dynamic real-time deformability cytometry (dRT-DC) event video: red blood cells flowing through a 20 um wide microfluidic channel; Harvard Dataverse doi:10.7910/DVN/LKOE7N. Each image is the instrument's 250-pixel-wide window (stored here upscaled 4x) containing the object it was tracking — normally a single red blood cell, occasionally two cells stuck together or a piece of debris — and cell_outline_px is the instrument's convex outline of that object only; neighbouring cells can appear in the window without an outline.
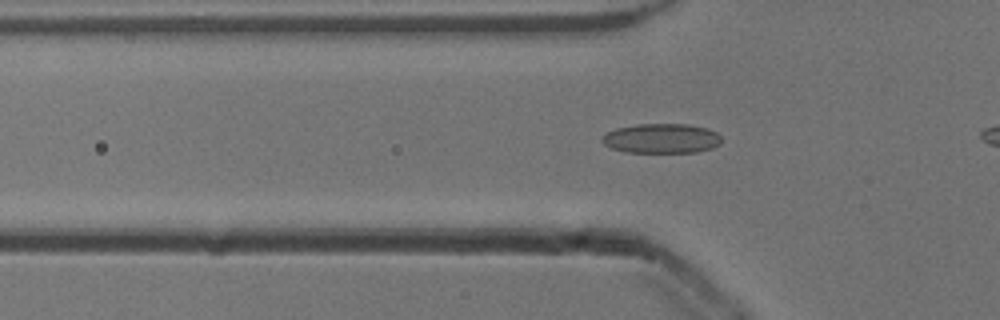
{"species": "common noctule bat (a hibernating species)", "species_latin": "Nyctalus noctula", "temperature_condition": "cold", "stored_images_in_passage": 39, "camera_frame_rate_fps": 3000, "um_per_image_px": 0.085, "animal": {"sex": "male", "body_mass_g": 13.3}, "frame": {"image": 1, "passage_image": 13, "time_ms": 4.0, "image_size_px": [1000, 320], "cell_outline_px": [[720, 144], [712, 148], [696, 152], [624, 152], [612, 148], [604, 144], [600, 140], [600, 136], [616, 128], [636, 124], [688, 124], [708, 128], [716, 132], [720, 136]], "centroid_in_image_um": [56.2, 11.76], "position_along_channel_um": 69.6, "area_um2": 20.75}}
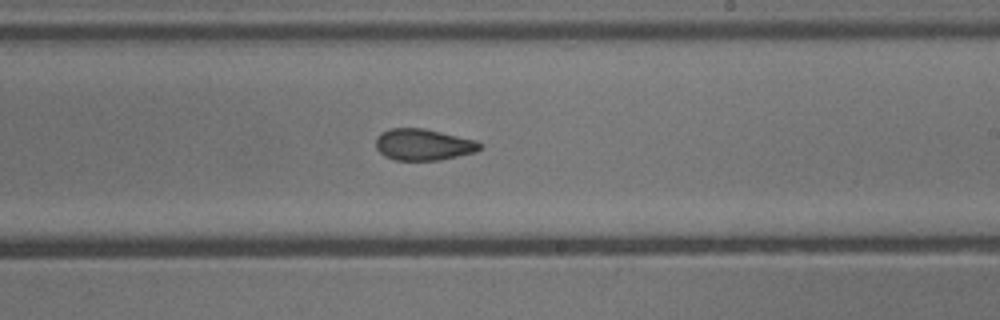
{"frame": {"image": 2, "passage_image": 27, "time_ms": 8.667, "image_size_px": [1000, 320], "cell_outline_px": [[484, 148], [476, 152], [440, 160], [396, 160], [384, 156], [376, 148], [376, 140], [380, 132], [392, 128], [424, 128], [476, 140], [484, 144]], "centroid_in_image_um": [36.03, 12.29], "position_along_channel_um": 253.0, "area_um2": 19.25}}
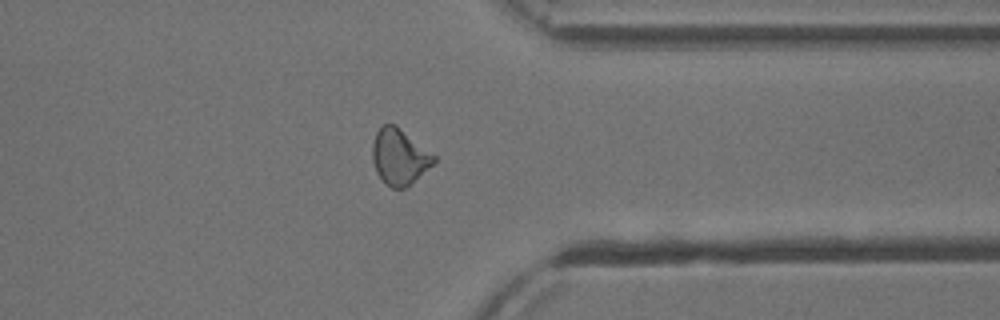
{"frame": {"image": 3, "passage_image": 37, "time_ms": 12.0, "image_size_px": [1000, 320], "cell_outline_px": [[436, 160], [432, 164], [404, 188], [392, 188], [384, 184], [376, 172], [372, 160], [372, 144], [376, 132], [384, 124], [396, 124], [436, 156]], "centroid_in_image_um": [33.91, 13.31], "position_along_channel_um": 377.5, "area_um2": 19.83}}